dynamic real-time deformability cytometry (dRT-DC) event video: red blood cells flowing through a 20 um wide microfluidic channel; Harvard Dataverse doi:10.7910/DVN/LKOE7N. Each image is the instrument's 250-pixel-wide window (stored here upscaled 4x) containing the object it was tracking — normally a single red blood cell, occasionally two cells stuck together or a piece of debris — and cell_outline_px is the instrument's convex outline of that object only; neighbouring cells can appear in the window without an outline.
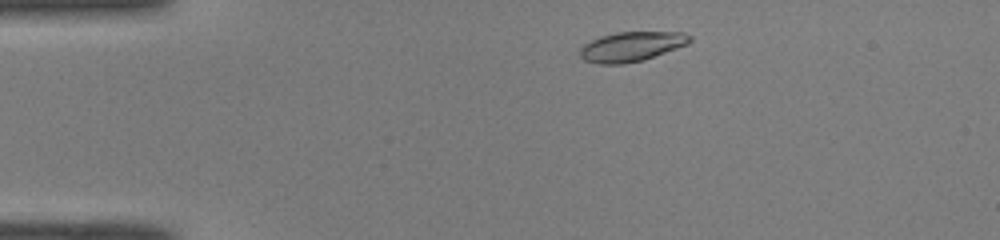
{"species": "common noctule bat (a hibernating species)", "species_latin": "Nyctalus noctula", "temperature_condition": "room temperature", "stored_images_in_passage": 43, "camera_frame_rate_fps": 3000, "um_per_image_px": 0.085, "animal": {"sex": "male", "body_mass_g": 19.0, "forearm_length_mm": 50.8}, "frame": {"image": 1, "passage_image": 3, "time_ms": 0.667, "image_size_px": [1000, 240], "cell_outline_px": [[692, 40], [688, 44], [644, 60], [624, 64], [600, 64], [584, 60], [580, 56], [580, 48], [584, 44], [600, 36], [616, 32], [684, 32], [692, 36]], "centroid_in_image_um": [53.69, 3.95], "position_along_channel_um": 31.3, "area_um2": 19.07}}
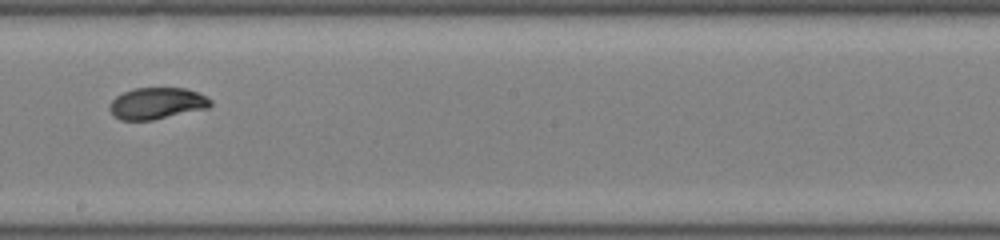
{"frame": {"image": 2, "passage_image": 22, "time_ms": 7.0, "image_size_px": [1000, 240], "cell_outline_px": [[212, 104], [208, 108], [152, 120], [120, 120], [112, 116], [108, 108], [108, 104], [116, 96], [124, 92], [136, 88], [184, 88], [200, 92], [212, 100]], "centroid_in_image_um": [13.32, 8.79], "position_along_channel_um": 234.9, "area_um2": 18.73}}
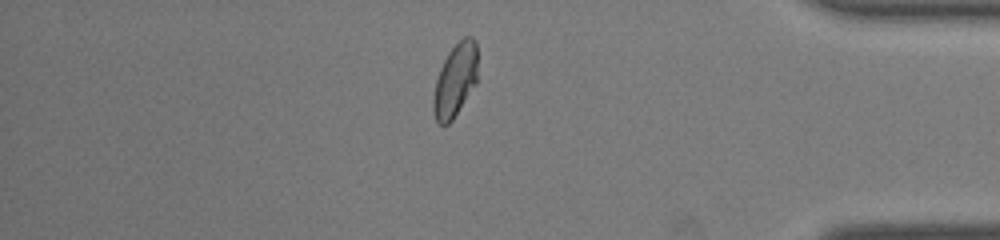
{"frame": {"image": 3, "passage_image": 36, "time_ms": 11.667, "image_size_px": [1000, 240], "cell_outline_px": [[476, 84], [452, 120], [448, 124], [440, 124], [436, 120], [432, 108], [432, 100], [436, 80], [440, 68], [448, 52], [464, 36], [472, 36], [476, 40]], "centroid_in_image_um": [38.68, 6.81], "position_along_channel_um": 396.5, "area_um2": 18.73}, "authors_computed_cell_mechanics": {"area_um2": 18.8428, "velocity_mm_per_s": 4.069, "shape_relaxation_time_tau1_ms": 5.9458, "shape_relaxation_time_tau2_ms": 1.1009, "deformation_change_tau1": 0.2007, "deformation_change_tau2": 0.0396}}